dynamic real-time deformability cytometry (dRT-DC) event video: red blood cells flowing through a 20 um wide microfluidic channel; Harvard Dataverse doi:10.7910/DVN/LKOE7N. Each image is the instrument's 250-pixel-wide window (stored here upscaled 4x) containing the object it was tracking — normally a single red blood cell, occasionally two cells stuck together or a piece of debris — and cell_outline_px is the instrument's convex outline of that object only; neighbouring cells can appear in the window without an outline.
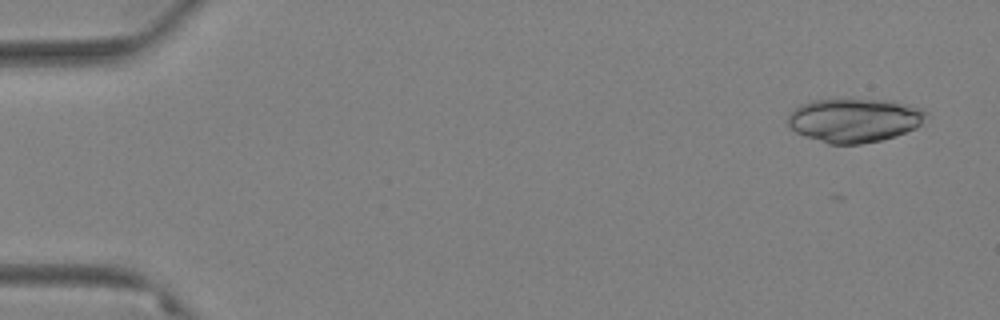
{"species": "Egyptian fruit bat (a non-hibernating species)", "species_latin": "Rousettus aegyptiacus", "temperature_condition": "warm", "stored_images_in_passage": 59, "camera_frame_rate_fps": 3000, "um_per_image_px": 0.085, "animal": {"sex": "female"}, "frame": {"image": 1, "passage_image": 3, "time_ms": 0.667, "image_size_px": [1000, 320], "cell_outline_px": [[928, 112], [920, 124], [916, 128], [896, 136], [880, 140], [860, 144], [828, 144], [804, 136], [796, 132], [788, 124], [788, 112], [800, 104], [816, 100], [848, 96], [852, 96], [884, 100], [924, 108]], "centroid_in_image_um": [72.59, 10.18], "position_along_channel_um": 12.4, "area_um2": 36.24}}
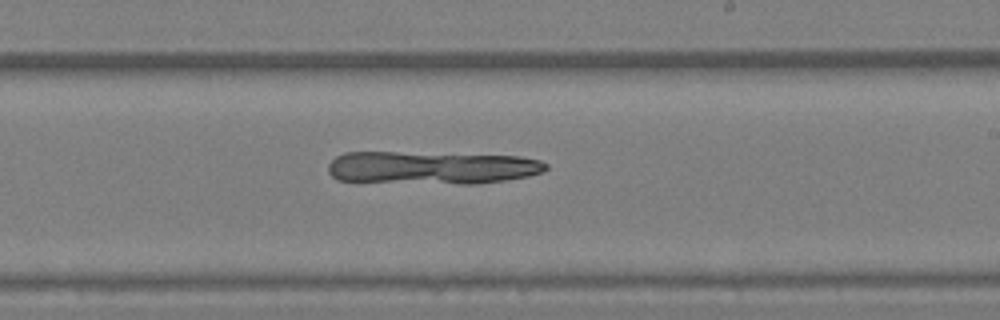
{"frame": {"image": 2, "passage_image": 36, "time_ms": 11.667, "image_size_px": [1000, 320], "cell_outline_px": [[548, 168], [544, 172], [528, 176], [504, 180], [476, 184], [460, 184], [336, 180], [328, 172], [328, 164], [336, 156], [344, 152], [396, 152], [520, 156], [540, 160], [548, 164]], "centroid_in_image_um": [36.7, 14.25], "position_along_channel_um": 252.3, "area_um2": 41.79}}
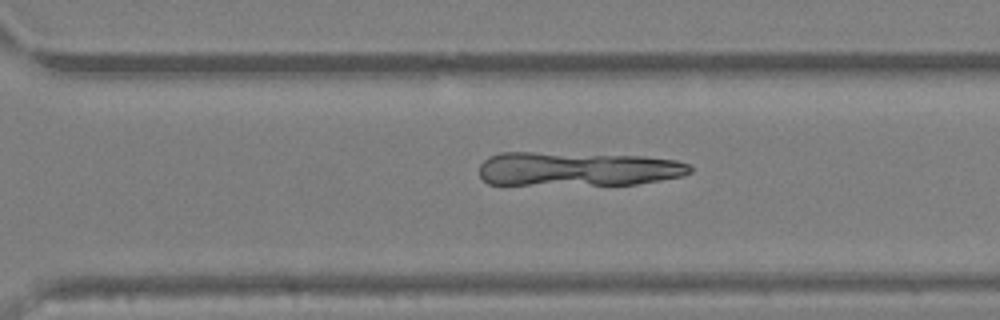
{"frame": {"image": 3, "passage_image": 42, "time_ms": 13.667, "image_size_px": [1000, 320], "cell_outline_px": [[692, 172], [680, 176], [660, 180], [636, 184], [488, 184], [480, 176], [480, 164], [488, 156], [500, 152], [532, 152], [644, 156], [676, 160], [688, 164], [692, 168]], "centroid_in_image_um": [49.08, 14.35], "position_along_channel_um": 321.5, "area_um2": 41.79}}